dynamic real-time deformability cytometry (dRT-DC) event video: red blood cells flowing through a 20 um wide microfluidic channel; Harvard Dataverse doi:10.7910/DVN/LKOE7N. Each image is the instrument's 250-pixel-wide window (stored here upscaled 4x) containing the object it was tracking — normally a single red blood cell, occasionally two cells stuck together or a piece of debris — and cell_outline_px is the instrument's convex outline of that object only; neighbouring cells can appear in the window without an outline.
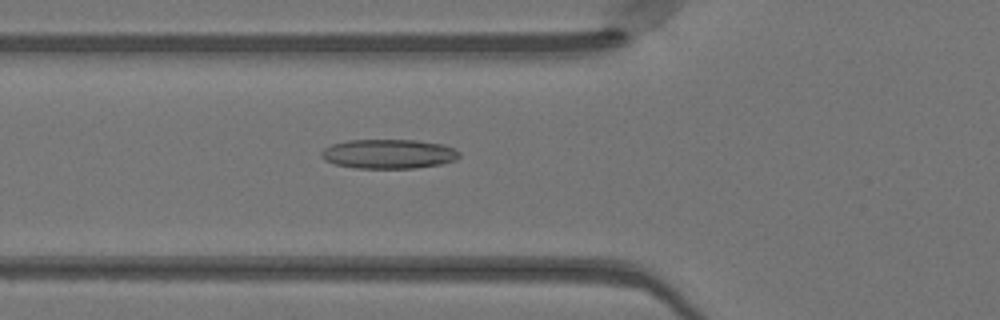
{"species": "Egyptian fruit bat (a non-hibernating species)", "species_latin": "Rousettus aegyptiacus", "temperature_condition": "warm", "stored_images_in_passage": 34, "camera_frame_rate_fps": 3000, "um_per_image_px": 0.085, "animal": {"sex": "female"}, "frame": {"image": 1, "passage_image": 3, "time_ms": 0.667, "image_size_px": [1000, 320], "cell_outline_px": [[460, 156], [456, 160], [440, 164], [416, 168], [356, 168], [336, 164], [324, 160], [320, 156], [320, 152], [324, 148], [332, 144], [348, 140], [416, 140], [444, 144], [460, 152]], "centroid_in_image_um": [33.03, 13.08], "position_along_channel_um": 92.8, "area_um2": 23.7}}
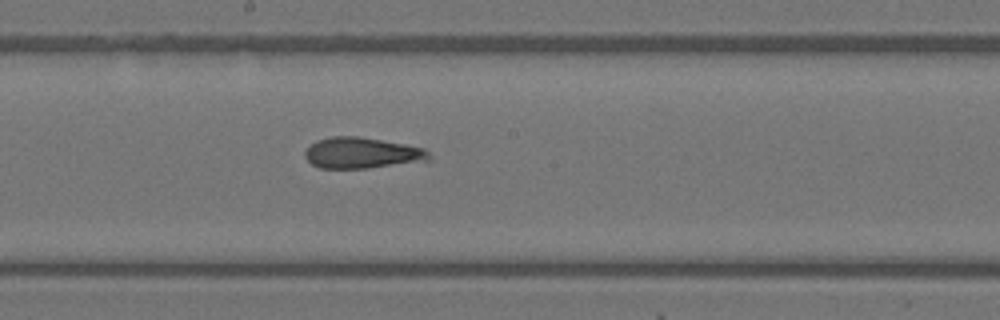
{"frame": {"image": 2, "passage_image": 12, "time_ms": 3.667, "image_size_px": [1000, 320], "cell_outline_px": [[432, 160], [364, 168], [320, 168], [312, 164], [304, 156], [304, 152], [316, 140], [332, 136], [356, 136], [404, 144], [424, 148], [432, 156]], "centroid_in_image_um": [30.76, 13.0], "position_along_channel_um": 217.4, "area_um2": 22.2}}
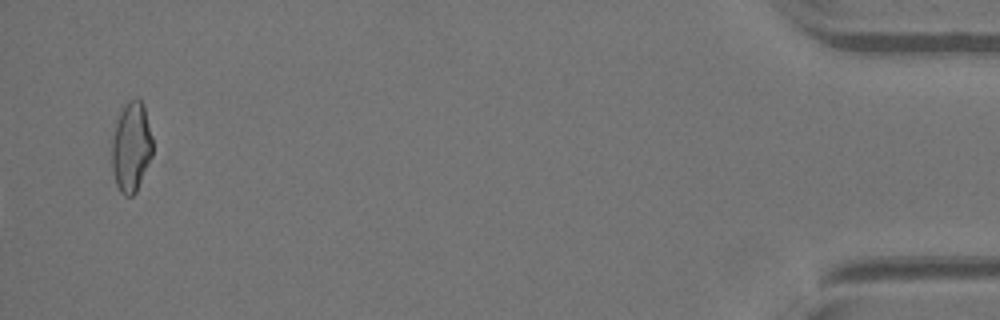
{"frame": {"image": 3, "passage_image": 33, "time_ms": 10.667, "image_size_px": [1000, 320], "cell_outline_px": [[152, 156], [136, 192], [132, 196], [124, 196], [120, 192], [116, 184], [112, 172], [112, 140], [116, 120], [124, 104], [128, 100], [136, 96], [144, 104], [152, 136]], "centroid_in_image_um": [11.15, 12.47], "position_along_channel_um": 424.0, "area_um2": 21.68}, "authors_computed_cell_mechanics": {"area_um2": 22.4264, "velocity_mm_per_s": 4.1325, "shape_relaxation_time_tau1_ms": null, "shape_relaxation_time_tau2_ms": 1.8867, "deformation_change_tau1": null, "deformation_change_tau2": 0.1134}}